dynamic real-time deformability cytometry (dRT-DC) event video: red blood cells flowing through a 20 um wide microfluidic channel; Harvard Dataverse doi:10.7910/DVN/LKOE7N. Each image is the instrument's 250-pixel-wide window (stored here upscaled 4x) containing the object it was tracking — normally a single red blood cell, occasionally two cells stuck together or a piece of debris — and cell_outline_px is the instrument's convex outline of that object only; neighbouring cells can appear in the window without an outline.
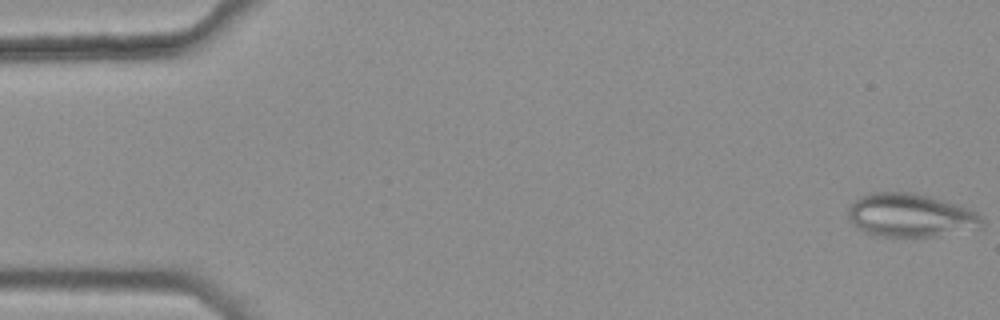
{"species": "common noctule bat (a hibernating species)", "species_latin": "Nyctalus noctula", "temperature_condition": "warm", "stored_images_in_passage": 45, "camera_frame_rate_fps": 3000, "um_per_image_px": 0.085, "animal": {"sex": "female", "body_mass_g": 25.1}, "frame": {"image": 1, "passage_image": 1, "time_ms": 0.0, "image_size_px": [1000, 320], "cell_outline_px": [[984, 228], [980, 232], [936, 236], [872, 236], [864, 232], [852, 224], [848, 216], [848, 204], [860, 196], [872, 192], [912, 192], [960, 204], [972, 208], [984, 220]], "centroid_in_image_um": [77.49, 18.32], "position_along_channel_um": 7.5, "area_um2": 35.08}}
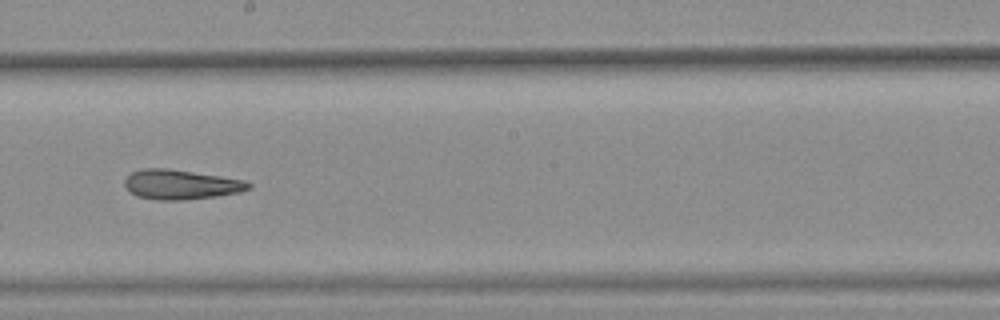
{"frame": {"image": 2, "passage_image": 30, "time_ms": 9.667, "image_size_px": [1000, 320], "cell_outline_px": [[252, 188], [240, 192], [216, 196], [180, 200], [156, 200], [136, 196], [128, 192], [124, 184], [124, 180], [132, 172], [144, 168], [168, 168], [220, 176], [244, 180], [252, 184]], "centroid_in_image_um": [15.35, 15.69], "position_along_channel_um": 232.8, "area_um2": 21.5}}
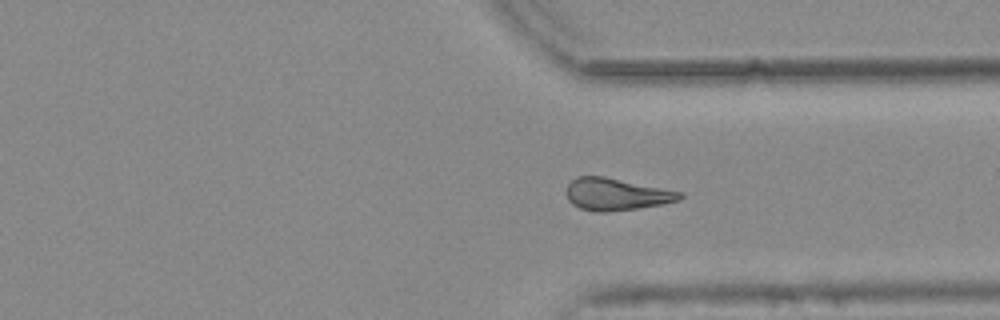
{"frame": {"image": 3, "passage_image": 40, "time_ms": 13.0, "image_size_px": [1000, 320], "cell_outline_px": [[684, 196], [680, 200], [664, 204], [608, 212], [596, 212], [580, 208], [572, 204], [568, 200], [568, 184], [576, 176], [604, 176], [684, 192]], "centroid_in_image_um": [52.42, 16.51], "position_along_channel_um": 359.0, "area_um2": 21.27}, "authors_computed_cell_mechanics": {"area_um2": 22.3108, "velocity_mm_per_s": 3.7702, "shape_relaxation_time_tau1_ms": null, "shape_relaxation_time_tau2_ms": 6.0571, "deformation_change_tau1": null, "deformation_change_tau2": 0.1778}}